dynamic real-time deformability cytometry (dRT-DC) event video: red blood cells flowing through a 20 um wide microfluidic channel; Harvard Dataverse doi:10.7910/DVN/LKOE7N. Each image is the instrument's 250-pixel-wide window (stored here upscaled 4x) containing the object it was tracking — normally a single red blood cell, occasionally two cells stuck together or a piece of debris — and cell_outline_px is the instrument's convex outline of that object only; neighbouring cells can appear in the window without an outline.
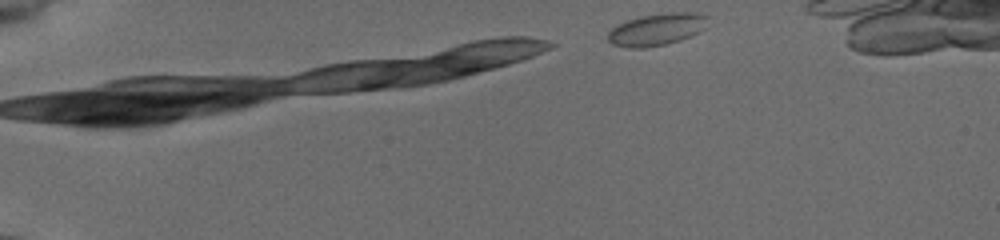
{"species": "common noctule bat (a hibernating species)", "species_latin": "Nyctalus noctula", "temperature_condition": "cold", "stored_images_in_passage": 6, "camera_frame_rate_fps": 3000, "um_per_image_px": 0.085, "animal": {"sex": "female", "body_mass_g": 19.5, "forearm_length_mm": 54.1}, "frame": {"image": 1, "passage_image": 1, "time_ms": 0.0, "image_size_px": [1000, 240], "cell_outline_px": [[708, 16], [704, 28], [688, 36], [664, 44], [616, 44], [608, 40], [608, 32], [612, 28], [628, 20], [640, 16], [672, 12], [688, 12]], "centroid_in_image_um": [55.87, 2.42], "position_along_channel_um": 29.1, "area_um2": 17.11}}